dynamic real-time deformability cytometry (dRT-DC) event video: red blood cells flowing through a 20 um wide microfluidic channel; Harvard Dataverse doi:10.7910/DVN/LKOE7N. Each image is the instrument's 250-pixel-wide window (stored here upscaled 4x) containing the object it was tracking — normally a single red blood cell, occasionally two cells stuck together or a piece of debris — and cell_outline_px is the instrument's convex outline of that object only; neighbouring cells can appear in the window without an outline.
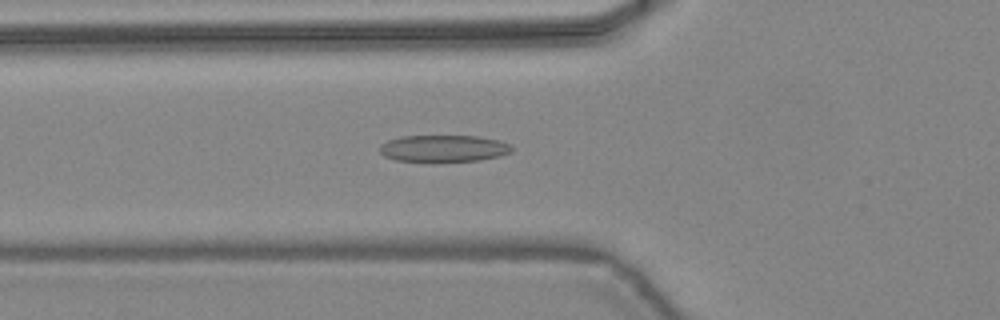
{"species": "common noctule bat (a hibernating species)", "species_latin": "Nyctalus noctula", "temperature_condition": "warm", "stored_images_in_passage": 35, "camera_frame_rate_fps": 3000, "um_per_image_px": 0.085, "animal": {"sex": "female", "body_mass_g": 24.6, "forearm_length_mm": 56.2}, "frame": {"image": 1, "passage_image": 6, "time_ms": 1.667, "image_size_px": [1000, 320], "cell_outline_px": [[512, 152], [500, 156], [480, 160], [396, 160], [384, 156], [380, 152], [380, 144], [388, 140], [400, 136], [476, 136], [500, 140], [512, 144]], "centroid_in_image_um": [37.74, 12.59], "position_along_channel_um": 88.1, "area_um2": 20.35}}
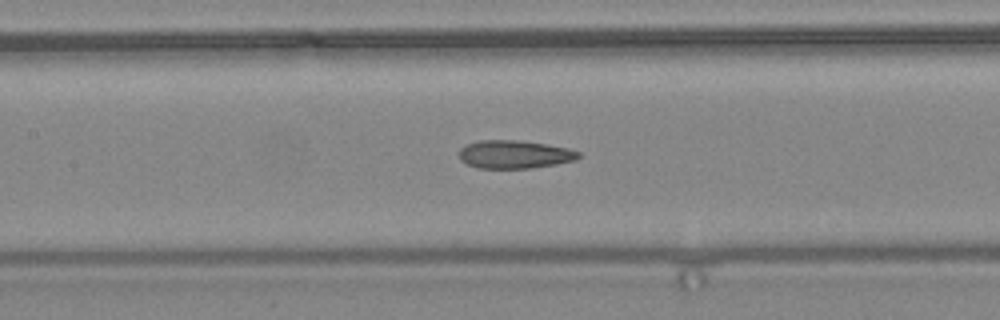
{"frame": {"image": 2, "passage_image": 11, "time_ms": 3.333, "image_size_px": [1000, 320], "cell_outline_px": [[580, 156], [576, 160], [556, 164], [532, 168], [476, 168], [460, 160], [460, 148], [468, 144], [480, 140], [520, 140], [548, 144], [568, 148], [580, 152]], "centroid_in_image_um": [43.76, 13.12], "position_along_channel_um": 163.6, "area_um2": 19.65}}
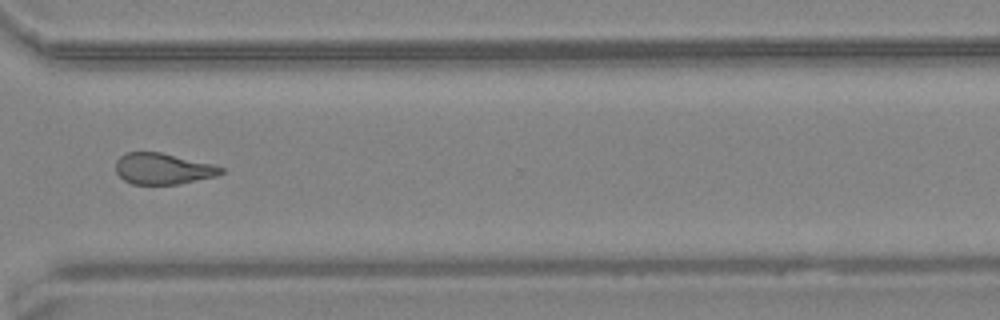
{"frame": {"image": 3, "passage_image": 24, "time_ms": 7.667, "image_size_px": [1000, 320], "cell_outline_px": [[224, 172], [216, 176], [180, 184], [132, 184], [124, 180], [116, 172], [116, 160], [124, 152], [160, 152], [212, 164], [224, 168]], "centroid_in_image_um": [13.83, 14.34], "position_along_channel_um": 356.8, "area_um2": 19.07}, "authors_computed_cell_mechanics": {"area_um2": 19.2474, "velocity_mm_per_s": 4.47, "shape_relaxation_time_tau1_ms": 10.3439, "shape_relaxation_time_tau2_ms": 2.3543, "deformation_change_tau1": 0.2663, "deformation_change_tau2": 0.1212}}